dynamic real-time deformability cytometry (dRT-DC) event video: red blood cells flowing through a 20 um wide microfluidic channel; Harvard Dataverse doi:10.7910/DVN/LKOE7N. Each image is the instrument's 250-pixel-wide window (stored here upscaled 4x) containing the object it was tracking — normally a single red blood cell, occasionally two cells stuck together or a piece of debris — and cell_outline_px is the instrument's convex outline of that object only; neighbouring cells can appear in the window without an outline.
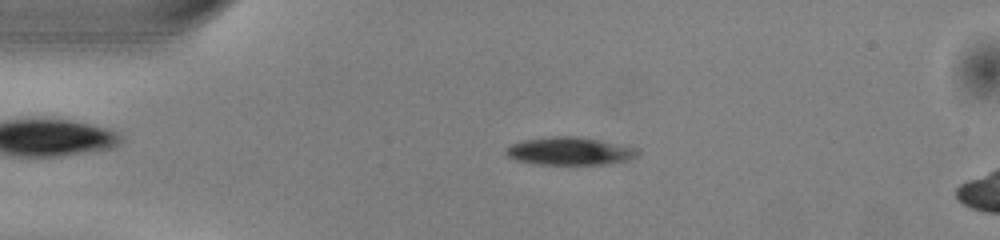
{"species": "common noctule bat (a hibernating species)", "species_latin": "Nyctalus noctula", "temperature_condition": "warm", "stored_images_in_passage": 50, "camera_frame_rate_fps": 3000, "um_per_image_px": 0.085, "animal": {"sex": "male", "body_mass_g": 13.0, "forearm_length_mm": 53.1}, "frame": {"image": 1, "passage_image": 10, "time_ms": 3.0, "image_size_px": [1000, 240], "cell_outline_px": [[640, 152], [636, 156], [628, 160], [608, 164], [536, 164], [516, 160], [508, 156], [504, 152], [504, 148], [512, 144], [524, 140], [552, 136], [576, 136], [600, 140], [620, 144], [636, 148]], "centroid_in_image_um": [48.41, 12.84], "position_along_channel_um": 36.6, "area_um2": 21.39}}
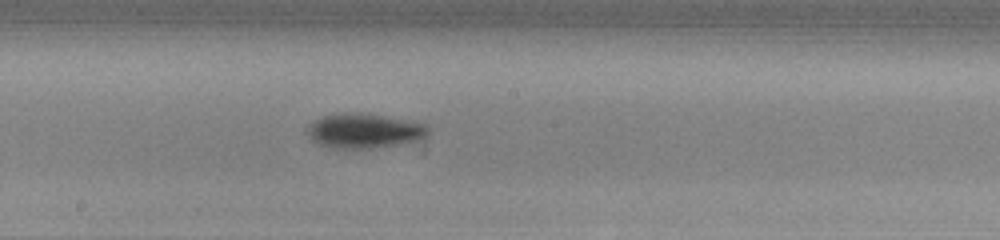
{"frame": {"image": 2, "passage_image": 26, "time_ms": 8.333, "image_size_px": [1000, 240], "cell_outline_px": [[432, 128], [428, 136], [400, 144], [372, 148], [332, 148], [320, 144], [312, 140], [308, 136], [308, 124], [320, 116], [344, 112], [360, 112], [384, 116], [428, 124]], "centroid_in_image_um": [30.97, 11.1], "position_along_channel_um": 217.2, "area_um2": 24.62}}
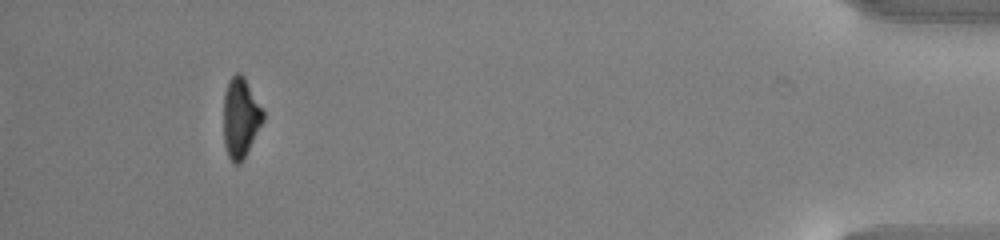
{"frame": {"image": 3, "passage_image": 46, "time_ms": 15.0, "image_size_px": [1000, 240], "cell_outline_px": [[264, 120], [244, 160], [240, 164], [232, 164], [228, 156], [224, 144], [224, 92], [228, 80], [236, 72], [240, 72], [244, 76], [264, 112]], "centroid_in_image_um": [20.44, 10.03], "position_along_channel_um": 414.8, "area_um2": 18.67}, "authors_computed_cell_mechanics": {"area_um2": 21.5594, "velocity_mm_per_s": 4.0295, "shape_relaxation_time_tau1_ms": 1.7072, "shape_relaxation_time_tau2_ms": null, "deformation_change_tau1": 0.1155, "deformation_change_tau2": null}}